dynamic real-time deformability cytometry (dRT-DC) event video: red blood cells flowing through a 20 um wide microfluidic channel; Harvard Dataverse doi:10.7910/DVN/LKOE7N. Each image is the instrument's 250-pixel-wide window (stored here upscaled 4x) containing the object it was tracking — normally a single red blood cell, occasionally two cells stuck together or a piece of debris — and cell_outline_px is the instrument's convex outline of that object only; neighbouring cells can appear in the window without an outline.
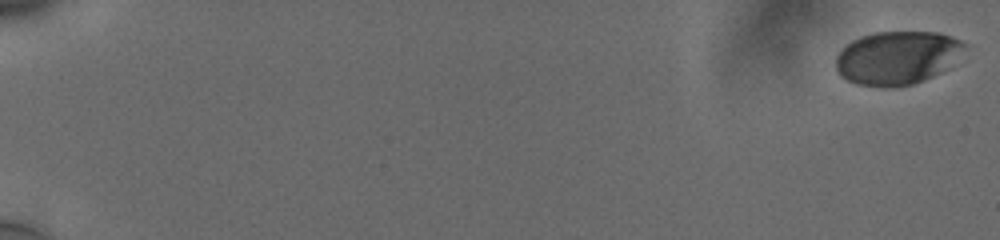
{"species": "human", "species_latin": "Homo sapiens", "temperature_condition": "cold", "stored_images_in_passage": 58, "camera_frame_rate_fps": 3000, "um_per_image_px": 0.085, "donor": {"sex": "male"}, "frame": {"image": 1, "passage_image": 1, "time_ms": 0.0, "image_size_px": [1000, 240], "cell_outline_px": [[968, 44], [940, 72], [924, 80], [912, 84], [892, 88], [884, 88], [856, 84], [840, 76], [836, 68], [836, 56], [852, 40], [860, 36], [876, 32], [940, 32], [952, 36]], "centroid_in_image_um": [76.21, 4.91], "position_along_channel_um": 8.8, "area_um2": 39.82}}
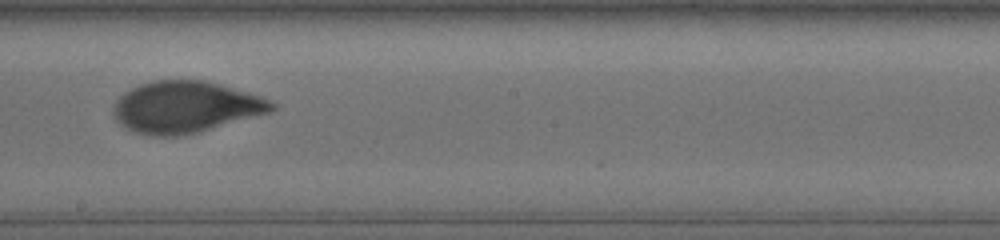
{"frame": {"image": 2, "passage_image": 36, "time_ms": 11.667, "image_size_px": [1000, 240], "cell_outline_px": [[276, 108], [272, 112], [200, 132], [176, 136], [152, 136], [136, 132], [120, 124], [116, 120], [112, 112], [112, 104], [124, 92], [140, 84], [152, 80], [204, 80], [248, 92], [260, 96], [276, 104]], "centroid_in_image_um": [15.76, 9.1], "position_along_channel_um": 232.4, "area_um2": 47.74}}
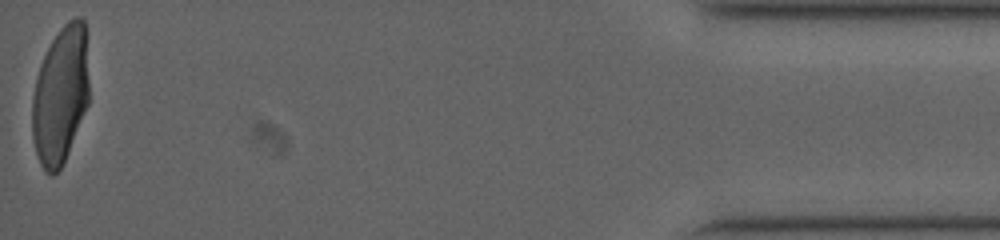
{"frame": {"image": 3, "passage_image": 58, "time_ms": 19.0, "image_size_px": [1000, 240], "cell_outline_px": [[88, 104], [68, 152], [60, 168], [52, 176], [44, 172], [40, 164], [32, 140], [32, 96], [36, 80], [44, 56], [52, 40], [60, 28], [68, 20], [76, 16], [80, 16], [84, 20], [88, 80]], "centroid_in_image_um": [5.12, 8.11], "position_along_channel_um": 430.1, "area_um2": 45.32}, "authors_computed_cell_mechanics": {"area_um2": 45.7198, "velocity_mm_per_s": 3.7471, "shape_relaxation_time_tau1_ms": 4.7787, "shape_relaxation_time_tau2_ms": null, "deformation_change_tau1": 0.1747, "deformation_change_tau2": null}}